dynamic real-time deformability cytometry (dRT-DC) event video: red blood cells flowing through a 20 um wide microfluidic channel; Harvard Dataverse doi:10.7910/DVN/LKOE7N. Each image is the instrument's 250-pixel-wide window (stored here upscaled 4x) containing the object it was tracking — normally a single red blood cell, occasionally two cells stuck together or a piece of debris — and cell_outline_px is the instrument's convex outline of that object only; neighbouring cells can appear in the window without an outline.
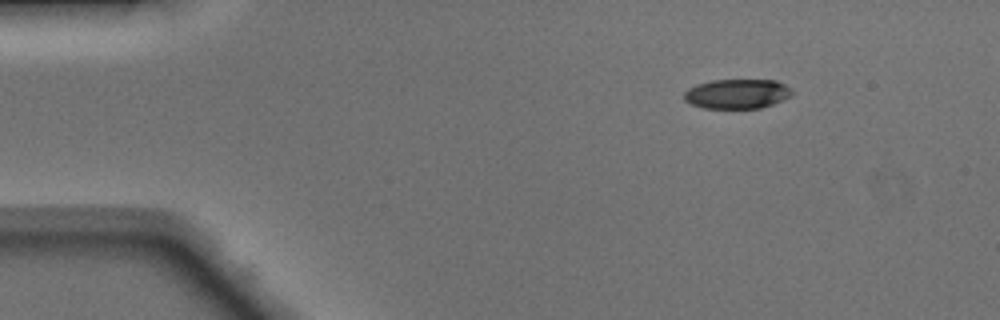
{"species": "Egyptian fruit bat (a non-hibernating species)", "species_latin": "Rousettus aegyptiacus", "temperature_condition": "warm", "stored_images_in_passage": 43, "camera_frame_rate_fps": 3000, "um_per_image_px": 0.085, "animal": {"sex": "male"}, "frame": {"image": 1, "passage_image": 1, "time_ms": 0.0, "image_size_px": [1000, 320], "cell_outline_px": [[792, 96], [772, 104], [760, 108], [704, 108], [692, 104], [684, 100], [684, 92], [688, 88], [696, 84], [712, 80], [776, 80], [792, 88]], "centroid_in_image_um": [62.66, 7.97], "position_along_channel_um": 22.3, "area_um2": 18.67}}
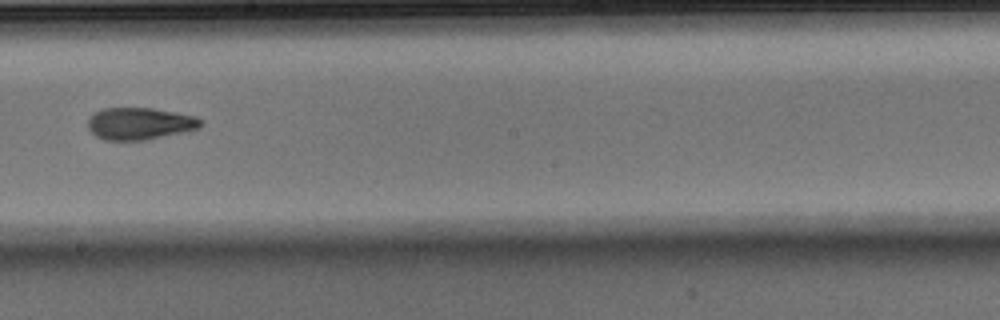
{"frame": {"image": 2, "passage_image": 22, "time_ms": 7.0, "image_size_px": [1000, 320], "cell_outline_px": [[204, 124], [200, 128], [144, 140], [104, 140], [96, 136], [88, 128], [88, 116], [104, 108], [152, 108], [176, 112], [196, 116]], "centroid_in_image_um": [11.87, 10.5], "position_along_channel_um": 236.3, "area_um2": 21.04}}
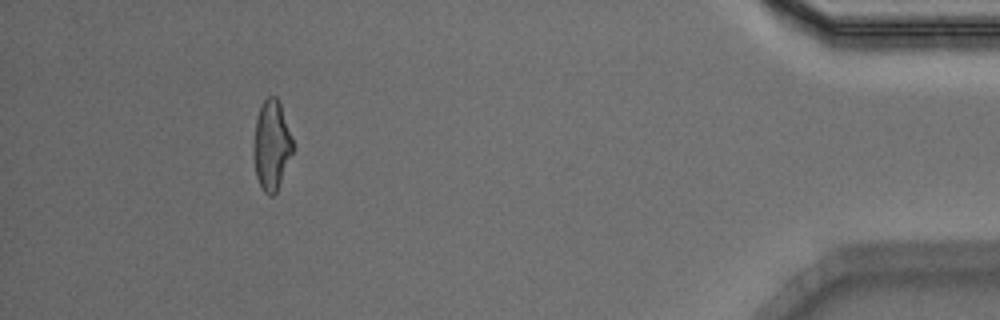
{"frame": {"image": 3, "passage_image": 39, "time_ms": 12.667, "image_size_px": [1000, 320], "cell_outline_px": [[292, 152], [276, 192], [272, 196], [268, 196], [264, 192], [256, 176], [252, 152], [252, 144], [256, 120], [260, 108], [264, 100], [268, 96], [276, 96], [280, 104], [292, 140]], "centroid_in_image_um": [23.04, 12.36], "position_along_channel_um": 412.2, "area_um2": 20.17}, "authors_computed_cell_mechanics": {"area_um2": 20.9814, "velocity_mm_per_s": 4.1538, "shape_relaxation_time_tau1_ms": 5.3266, "shape_relaxation_time_tau2_ms": 3.3932, "deformation_change_tau1": 0.1783, "deformation_change_tau2": 0.1206}}